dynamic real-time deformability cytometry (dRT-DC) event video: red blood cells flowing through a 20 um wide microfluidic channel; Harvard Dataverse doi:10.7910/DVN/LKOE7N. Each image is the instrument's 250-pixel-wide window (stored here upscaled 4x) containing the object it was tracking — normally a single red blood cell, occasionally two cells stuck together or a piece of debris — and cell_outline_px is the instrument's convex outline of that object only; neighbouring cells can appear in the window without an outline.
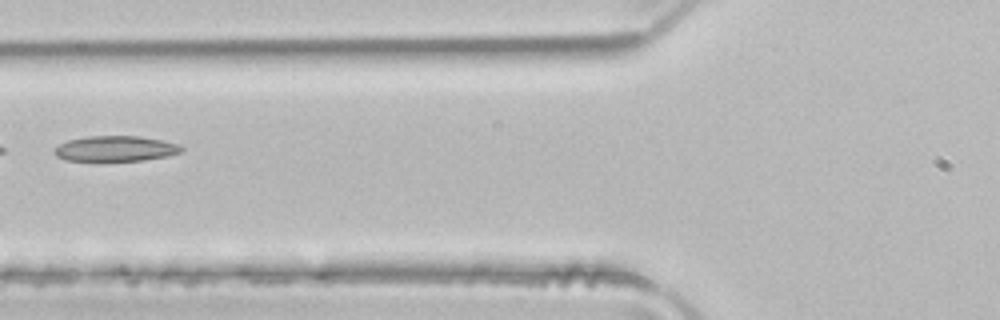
{"species": "common noctule bat (a hibernating species)", "species_latin": "Nyctalus noctula", "temperature_condition": "room temperature", "stored_images_in_passage": 4, "camera_frame_rate_fps": 3000, "um_per_image_px": 0.085, "animal": {"sex": "male", "body_mass_g": 21.5, "forearm_length_mm": 52.0}, "frame": {"image": 1, "passage_image": 3, "time_ms": 0.667, "image_size_px": [1000, 320], "cell_outline_px": [[184, 152], [168, 156], [144, 160], [104, 164], [64, 160], [56, 156], [52, 152], [60, 144], [68, 140], [88, 136], [140, 136], [180, 144], [184, 148]], "centroid_in_image_um": [9.8, 12.69], "position_along_channel_um": 116.0, "area_um2": 19.94}}
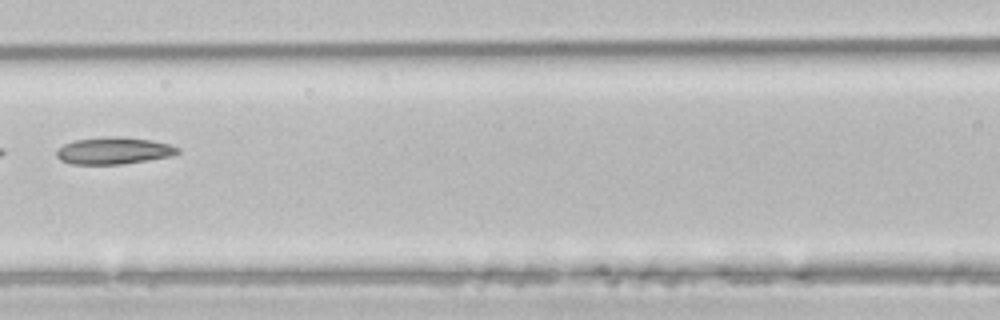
{"frame": {"image": 2, "passage_image": 4, "time_ms": 1.0, "image_size_px": [1000, 320], "cell_outline_px": [[180, 152], [172, 156], [120, 164], [72, 164], [60, 160], [56, 156], [56, 152], [64, 144], [76, 140], [100, 136], [124, 136], [152, 140], [168, 144], [180, 148]], "centroid_in_image_um": [9.67, 12.79], "position_along_channel_um": 156.9, "area_um2": 19.13}}